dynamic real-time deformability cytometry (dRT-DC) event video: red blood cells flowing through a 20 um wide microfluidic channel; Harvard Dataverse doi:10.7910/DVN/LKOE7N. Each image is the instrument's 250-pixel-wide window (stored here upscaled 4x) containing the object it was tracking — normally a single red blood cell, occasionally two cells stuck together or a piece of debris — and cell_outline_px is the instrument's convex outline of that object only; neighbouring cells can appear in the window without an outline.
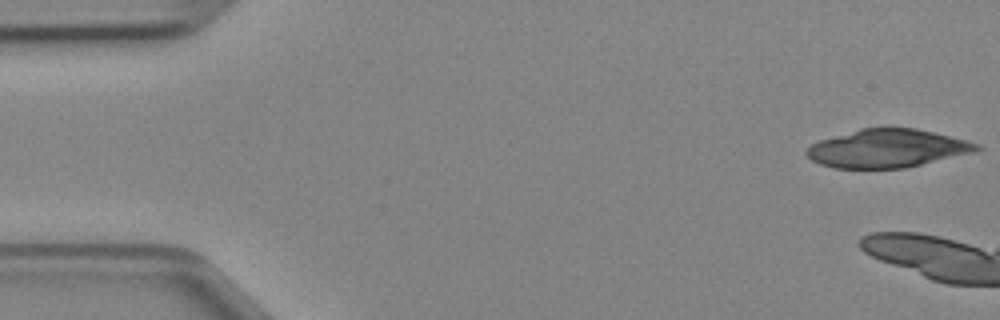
{"species": "Egyptian fruit bat (a non-hibernating species)", "species_latin": "Rousettus aegyptiacus", "temperature_condition": "cold", "stored_images_in_passage": 7, "camera_frame_rate_fps": 3000, "um_per_image_px": 0.085, "animal": {"sex": "female"}, "frame": {"image": 1, "passage_image": 1, "time_ms": 0.0, "image_size_px": [1000, 320], "cell_outline_px": [[984, 148], [976, 152], [904, 168], [832, 168], [820, 164], [812, 160], [804, 152], [812, 144], [820, 140], [860, 128], [916, 128], [968, 140], [980, 144]], "centroid_in_image_um": [75.46, 12.62], "position_along_channel_um": 9.5, "area_um2": 37.92}}